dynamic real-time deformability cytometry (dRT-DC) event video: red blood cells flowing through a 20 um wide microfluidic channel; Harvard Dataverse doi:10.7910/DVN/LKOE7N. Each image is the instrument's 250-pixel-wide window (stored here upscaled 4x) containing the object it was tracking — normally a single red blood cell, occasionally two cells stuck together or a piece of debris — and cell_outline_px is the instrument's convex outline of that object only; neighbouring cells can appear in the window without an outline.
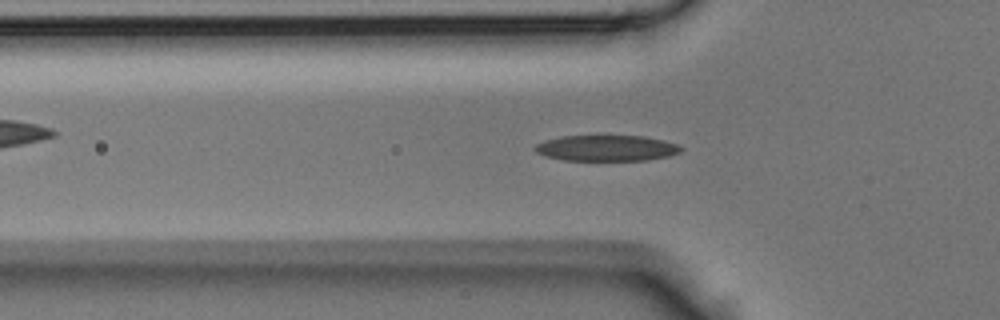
{"species": "Egyptian fruit bat (a non-hibernating species)", "species_latin": "Rousettus aegyptiacus", "temperature_condition": "room temperature", "stored_images_in_passage": 35, "camera_frame_rate_fps": 3000, "um_per_image_px": 0.085, "animal": {"sex": "male"}, "frame": {"image": 1, "passage_image": 9, "time_ms": 2.667, "image_size_px": [1000, 320], "cell_outline_px": [[684, 148], [680, 152], [668, 156], [648, 160], [564, 160], [548, 156], [536, 152], [532, 148], [536, 144], [544, 140], [560, 136], [644, 136], [664, 140], [680, 144]], "centroid_in_image_um": [51.58, 12.58], "position_along_channel_um": 74.2, "area_um2": 22.08}}
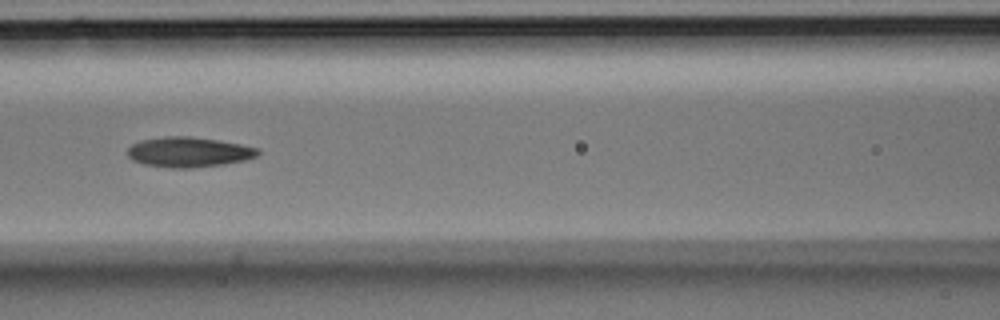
{"frame": {"image": 2, "passage_image": 14, "time_ms": 4.333, "image_size_px": [1000, 320], "cell_outline_px": [[260, 152], [256, 156], [244, 160], [224, 164], [192, 168], [172, 168], [144, 164], [132, 160], [128, 156], [128, 148], [132, 144], [140, 140], [164, 136], [188, 136], [216, 140], [240, 144], [260, 148]], "centroid_in_image_um": [16.03, 12.92], "position_along_channel_um": 150.6, "area_um2": 22.83}}
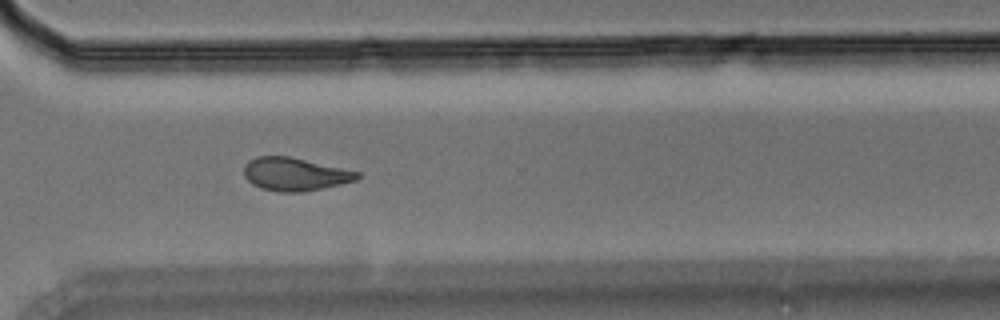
{"frame": {"image": 3, "passage_image": 27, "time_ms": 8.667, "image_size_px": [1000, 320], "cell_outline_px": [[364, 176], [356, 180], [340, 184], [304, 192], [280, 192], [260, 188], [252, 184], [244, 176], [244, 164], [248, 160], [256, 156], [292, 156], [360, 172]], "centroid_in_image_um": [25.07, 14.79], "position_along_channel_um": 345.5, "area_um2": 22.14}}